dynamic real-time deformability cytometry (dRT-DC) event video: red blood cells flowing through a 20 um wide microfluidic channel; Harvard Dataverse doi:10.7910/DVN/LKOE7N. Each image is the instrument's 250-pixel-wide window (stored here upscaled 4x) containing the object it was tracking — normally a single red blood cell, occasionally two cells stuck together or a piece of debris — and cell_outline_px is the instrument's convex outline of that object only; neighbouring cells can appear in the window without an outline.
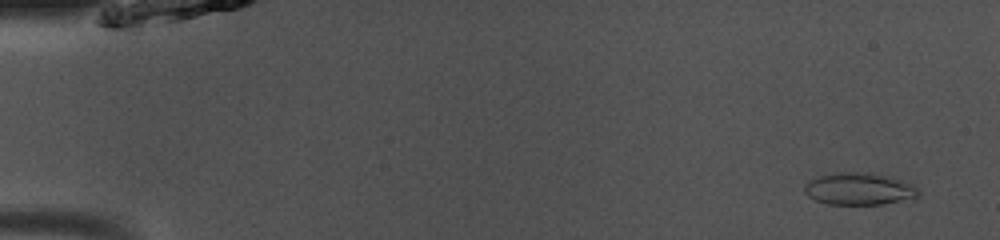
{"species": "common noctule bat (a hibernating species)", "species_latin": "Nyctalus noctula", "temperature_condition": "room temperature", "stored_images_in_passage": 49, "camera_frame_rate_fps": 3000, "um_per_image_px": 0.085, "animal": {"sex": "male", "body_mass_g": 13.0, "forearm_length_mm": 53.1}, "frame": {"image": 1, "passage_image": 3, "time_ms": 0.667, "image_size_px": [1000, 240], "cell_outline_px": [[920, 196], [916, 200], [880, 204], [828, 204], [816, 200], [808, 196], [804, 192], [804, 184], [808, 180], [820, 176], [836, 172], [868, 172], [892, 176], [912, 184], [920, 188]], "centroid_in_image_um": [73.11, 16.05], "position_along_channel_um": 11.9, "area_um2": 21.96}}
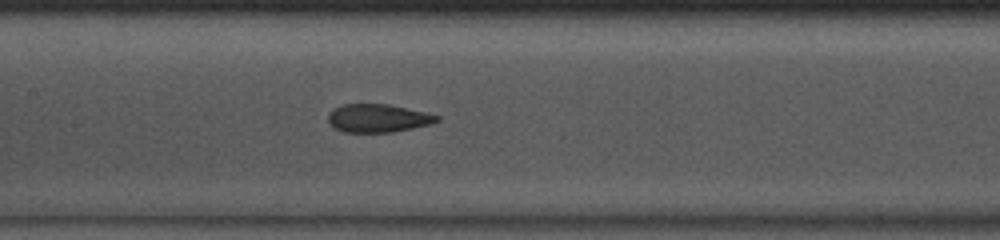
{"frame": {"image": 2, "passage_image": 24, "time_ms": 7.667, "image_size_px": [1000, 240], "cell_outline_px": [[440, 120], [428, 124], [412, 128], [392, 132], [344, 132], [336, 128], [328, 120], [328, 116], [336, 108], [344, 104], [388, 104], [424, 112], [440, 116]], "centroid_in_image_um": [32.15, 10.05], "position_along_channel_um": 175.3, "area_um2": 17.46}}
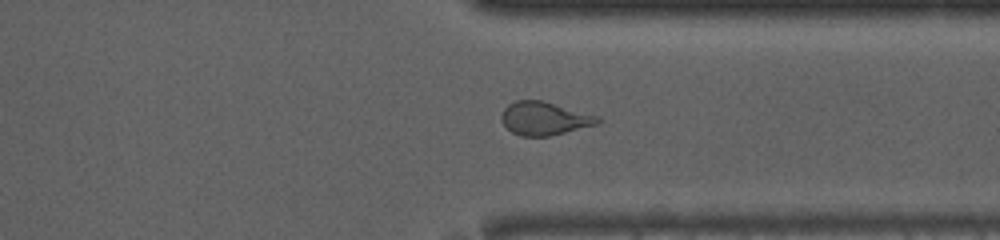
{"frame": {"image": 3, "passage_image": 38, "time_ms": 12.333, "image_size_px": [1000, 240], "cell_outline_px": [[604, 120], [600, 124], [548, 136], [520, 136], [512, 132], [500, 120], [500, 116], [504, 108], [508, 104], [516, 100], [540, 100], [600, 116]], "centroid_in_image_um": [46.3, 10.07], "position_along_channel_um": 365.1, "area_um2": 18.79}, "authors_computed_cell_mechanics": {"area_um2": 19.7098, "velocity_mm_per_s": 4.0743, "shape_relaxation_time_tau1_ms": null, "shape_relaxation_time_tau2_ms": 1.2053, "deformation_change_tau1": null, "deformation_change_tau2": 0.0832}}